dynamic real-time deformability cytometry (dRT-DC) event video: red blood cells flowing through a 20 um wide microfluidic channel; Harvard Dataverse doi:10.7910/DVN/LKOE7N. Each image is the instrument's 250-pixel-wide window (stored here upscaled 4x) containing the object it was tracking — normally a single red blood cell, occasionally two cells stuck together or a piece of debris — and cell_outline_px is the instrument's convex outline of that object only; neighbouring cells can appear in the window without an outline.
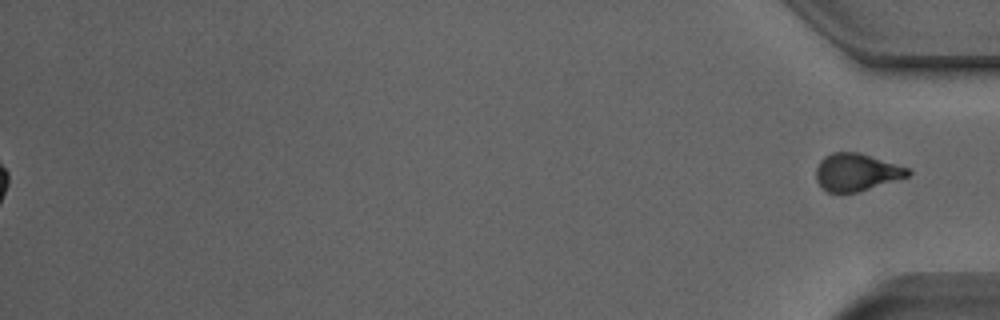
{"species": "Egyptian fruit bat (a non-hibernating species)", "species_latin": "Rousettus aegyptiacus", "temperature_condition": "room temperature", "stored_images_in_passage": 47, "segment_of_instrument_passage": [2, 2], "camera_frame_rate_fps": 3000, "um_per_image_px": 0.085, "animal": {"sex": "male"}, "frame": {"image": 1, "passage_image": 47, "time_ms": 15.333, "image_size_px": [1000, 320], "cell_outline_px": [[912, 172], [908, 176], [860, 192], [840, 196], [828, 192], [816, 180], [816, 168], [820, 160], [824, 156], [832, 152], [860, 152], [908, 168]], "centroid_in_image_um": [72.76, 14.67], "position_along_channel_um": 362.4, "area_um2": 20.46}}